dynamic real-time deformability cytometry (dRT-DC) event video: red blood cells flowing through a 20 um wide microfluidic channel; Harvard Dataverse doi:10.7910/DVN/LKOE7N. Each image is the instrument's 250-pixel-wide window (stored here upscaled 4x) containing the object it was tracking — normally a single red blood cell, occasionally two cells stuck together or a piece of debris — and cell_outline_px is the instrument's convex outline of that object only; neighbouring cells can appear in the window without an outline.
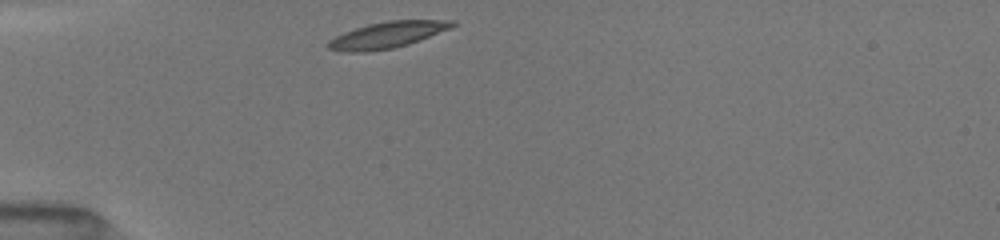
{"species": "common noctule bat (a hibernating species)", "species_latin": "Nyctalus noctula", "temperature_condition": "room temperature", "stored_images_in_passage": 37, "camera_frame_rate_fps": 3000, "um_per_image_px": 0.085, "animal": {"sex": "female", "body_mass_g": 19.5, "forearm_length_mm": 54.1}, "frame": {"image": 1, "passage_image": 1, "time_ms": 0.0, "image_size_px": [1000, 240], "cell_outline_px": [[456, 24], [452, 28], [408, 44], [392, 48], [364, 52], [348, 52], [328, 48], [324, 44], [328, 40], [344, 32], [368, 24], [388, 20], [456, 20]], "centroid_in_image_um": [32.92, 2.96], "position_along_channel_um": 52.1, "area_um2": 18.96}}
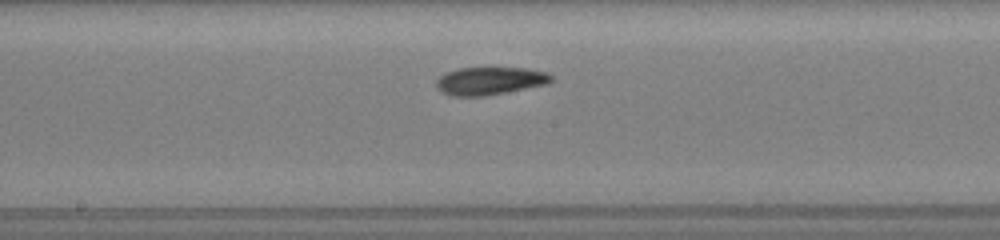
{"frame": {"image": 2, "passage_image": 20, "time_ms": 4.333, "image_size_px": [1000, 240], "cell_outline_px": [[552, 80], [548, 84], [484, 96], [448, 96], [440, 92], [436, 88], [436, 80], [444, 72], [456, 68], [524, 68], [544, 72], [552, 76]], "centroid_in_image_um": [41.56, 6.88], "position_along_channel_um": 206.6, "area_um2": 18.73}}
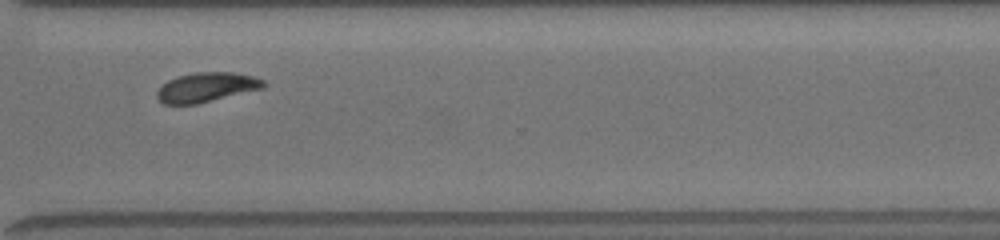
{"frame": {"image": 3, "passage_image": 36, "time_ms": 8.0, "image_size_px": [1000, 240], "cell_outline_px": [[268, 84], [264, 88], [196, 104], [164, 104], [156, 96], [156, 92], [168, 80], [176, 76], [196, 72], [232, 72], [252, 76], [264, 80]], "centroid_in_image_um": [17.57, 7.41], "position_along_channel_um": 353.0, "area_um2": 18.26}}